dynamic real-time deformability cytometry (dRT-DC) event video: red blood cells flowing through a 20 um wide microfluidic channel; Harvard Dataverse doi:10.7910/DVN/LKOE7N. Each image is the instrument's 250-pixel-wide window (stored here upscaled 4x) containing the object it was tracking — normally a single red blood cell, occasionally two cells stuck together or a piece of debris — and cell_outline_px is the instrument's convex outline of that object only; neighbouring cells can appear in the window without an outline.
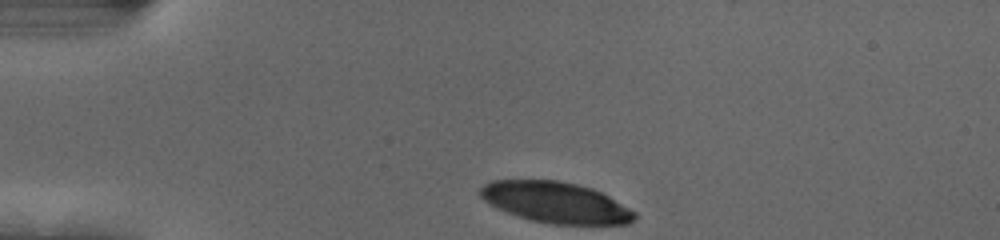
{"species": "human", "species_latin": "Homo sapiens", "temperature_condition": "cold", "stored_images_in_passage": 34, "camera_frame_rate_fps": 3000, "um_per_image_px": 0.085, "donor": {"sex": "female"}, "frame": {"image": 1, "passage_image": 1, "time_ms": 0.0, "image_size_px": [1000, 240], "cell_outline_px": [[636, 220], [628, 224], [552, 224], [532, 220], [496, 208], [488, 204], [480, 196], [480, 188], [484, 184], [492, 180], [560, 180], [592, 188], [608, 196], [636, 212]], "centroid_in_image_um": [47.23, 17.2], "position_along_channel_um": 37.8, "area_um2": 36.7}}
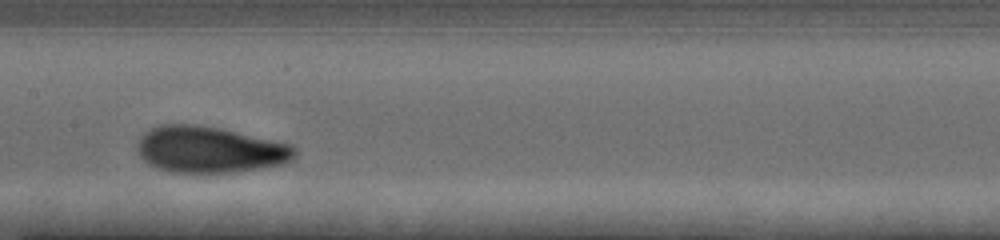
{"frame": {"image": 2, "passage_image": 17, "time_ms": 5.333, "image_size_px": [1000, 240], "cell_outline_px": [[296, 156], [292, 160], [284, 164], [232, 172], [168, 172], [156, 168], [148, 164], [140, 156], [136, 148], [140, 140], [152, 128], [160, 124], [196, 124], [220, 128], [292, 144], [296, 148]], "centroid_in_image_um": [17.85, 12.72], "position_along_channel_um": 189.6, "area_um2": 42.43}}
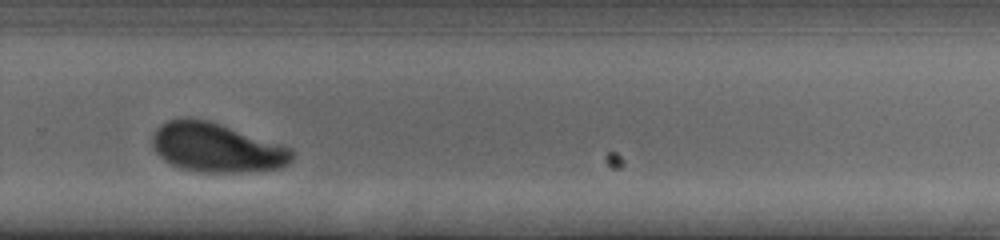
{"frame": {"image": 3, "passage_image": 27, "time_ms": 8.667, "image_size_px": [1000, 240], "cell_outline_px": [[296, 152], [292, 160], [288, 164], [280, 168], [240, 172], [200, 172], [180, 168], [164, 160], [156, 152], [152, 144], [152, 136], [156, 128], [160, 124], [168, 120], [208, 120], [292, 148]], "centroid_in_image_um": [18.42, 12.57], "position_along_channel_um": 311.4, "area_um2": 39.59}, "authors_computed_cell_mechanics": {"area_um2": 40.9802, "velocity_mm_per_s": 3.6781, "shape_relaxation_time_tau1_ms": 2.9988, "shape_relaxation_time_tau2_ms": 1.0878, "deformation_change_tau1": 0.1566, "deformation_change_tau2": 0.0637}}